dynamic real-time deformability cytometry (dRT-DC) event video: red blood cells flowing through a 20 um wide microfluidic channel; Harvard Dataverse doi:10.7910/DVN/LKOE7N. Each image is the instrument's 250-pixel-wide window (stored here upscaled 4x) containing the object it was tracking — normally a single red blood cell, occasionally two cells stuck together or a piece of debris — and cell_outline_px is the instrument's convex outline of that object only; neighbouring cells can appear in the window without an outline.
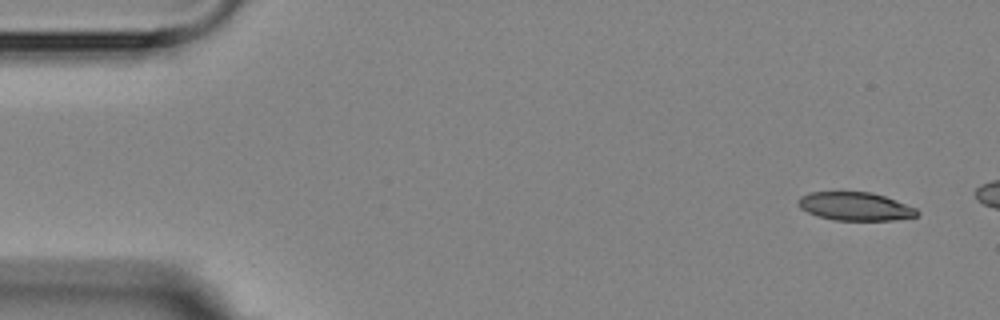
{"species": "Egyptian fruit bat (a non-hibernating species)", "species_latin": "Rousettus aegyptiacus", "temperature_condition": "room temperature", "stored_images_in_passage": 4, "camera_frame_rate_fps": 3000, "um_per_image_px": 0.085, "animal": {"sex": "female"}, "frame": {"image": 1, "passage_image": 1, "time_ms": 0.0, "image_size_px": [1000, 320], "cell_outline_px": [[920, 216], [892, 220], [836, 220], [820, 216], [808, 212], [800, 208], [796, 200], [800, 196], [808, 192], [872, 192], [896, 200], [916, 208], [920, 212]], "centroid_in_image_um": [72.71, 17.53], "position_along_channel_um": 12.3, "area_um2": 19.65}}